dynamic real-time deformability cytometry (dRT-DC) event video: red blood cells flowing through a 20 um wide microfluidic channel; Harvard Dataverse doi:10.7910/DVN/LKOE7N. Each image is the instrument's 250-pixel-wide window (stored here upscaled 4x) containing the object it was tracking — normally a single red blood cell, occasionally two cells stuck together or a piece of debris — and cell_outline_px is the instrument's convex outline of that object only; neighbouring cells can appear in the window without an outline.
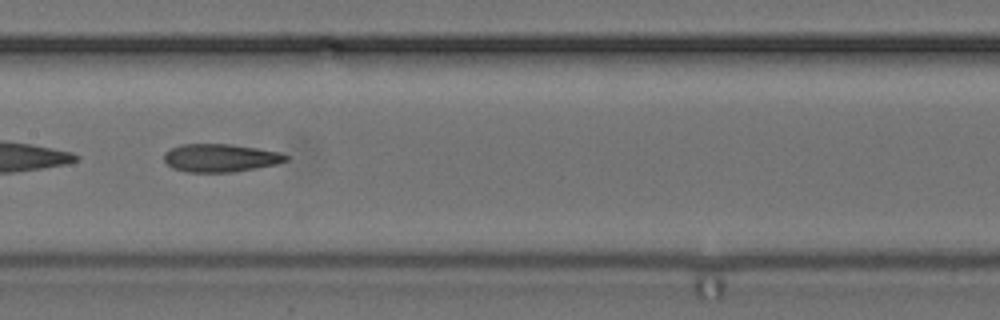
{"species": "common noctule bat (a hibernating species)", "species_latin": "Nyctalus noctula", "temperature_condition": "cold", "stored_images_in_passage": 37, "camera_frame_rate_fps": 3000, "um_per_image_px": 0.085, "animal": {"sex": "female", "body_mass_g": 24.6, "forearm_length_mm": 56.2}, "frame": {"image": 1, "passage_image": 11, "time_ms": 3.333, "image_size_px": [1000, 320], "cell_outline_px": [[288, 160], [276, 164], [256, 168], [232, 172], [184, 172], [172, 168], [164, 160], [164, 152], [180, 144], [232, 144], [280, 152], [288, 156]], "centroid_in_image_um": [18.71, 13.42], "position_along_channel_um": 188.7, "area_um2": 19.94}, "authors_computed_cell_mechanics": {"area_um2": 20.1722, "velocity_mm_per_s": 3.8734, "shape_relaxation_time_tau1_ms": null, "shape_relaxation_time_tau2_ms": 4.405, "deformation_change_tau1": null, "deformation_change_tau2": 0.1462}}